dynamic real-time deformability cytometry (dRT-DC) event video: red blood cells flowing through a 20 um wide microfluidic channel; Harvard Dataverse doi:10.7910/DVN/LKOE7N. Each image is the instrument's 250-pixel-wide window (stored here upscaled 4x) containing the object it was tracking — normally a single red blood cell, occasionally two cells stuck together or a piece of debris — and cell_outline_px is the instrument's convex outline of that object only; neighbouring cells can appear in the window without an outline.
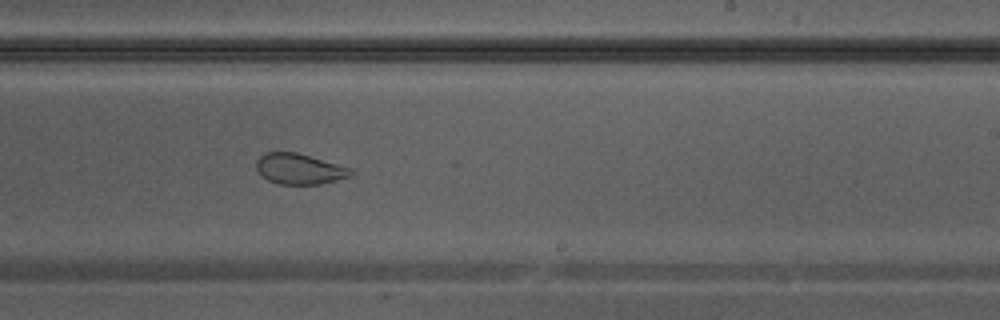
{"species": "Egyptian fruit bat (a non-hibernating species)", "species_latin": "Rousettus aegyptiacus", "temperature_condition": "warm", "stored_images_in_passage": 39, "camera_frame_rate_fps": 3000, "um_per_image_px": 0.085, "animal": {"sex": "male"}, "frame": {"image": 1, "passage_image": 23, "time_ms": 7.333, "image_size_px": [1000, 320], "cell_outline_px": [[356, 172], [352, 176], [320, 184], [276, 184], [260, 176], [256, 168], [256, 160], [264, 152], [296, 152], [352, 168]], "centroid_in_image_um": [25.45, 14.36], "position_along_channel_um": 263.6, "area_um2": 17.11}}